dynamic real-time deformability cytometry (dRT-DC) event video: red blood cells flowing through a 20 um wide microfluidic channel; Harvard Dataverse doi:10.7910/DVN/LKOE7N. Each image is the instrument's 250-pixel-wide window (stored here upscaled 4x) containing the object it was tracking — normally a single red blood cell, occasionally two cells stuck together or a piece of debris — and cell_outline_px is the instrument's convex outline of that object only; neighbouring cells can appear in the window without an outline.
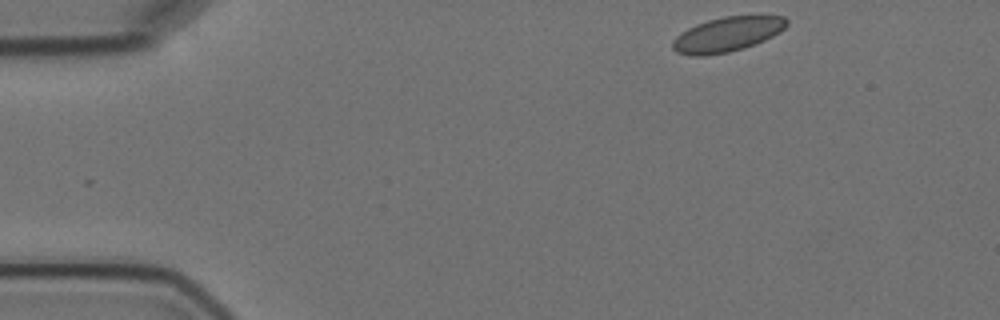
{"species": "Egyptian fruit bat (a non-hibernating species)", "species_latin": "Rousettus aegyptiacus", "temperature_condition": "cold", "stored_images_in_passage": 5, "camera_frame_rate_fps": 3000, "um_per_image_px": 0.085, "animal": {"sex": "female"}, "frame": {"image": 1, "passage_image": 1, "time_ms": 0.0, "image_size_px": [1000, 320], "cell_outline_px": [[788, 24], [780, 32], [764, 40], [744, 48], [728, 52], [704, 56], [692, 56], [676, 52], [672, 48], [672, 40], [680, 32], [696, 24], [708, 20], [724, 16], [760, 12], [784, 16], [788, 20]], "centroid_in_image_um": [61.87, 2.86], "position_along_channel_um": 23.1, "area_um2": 23.93}}
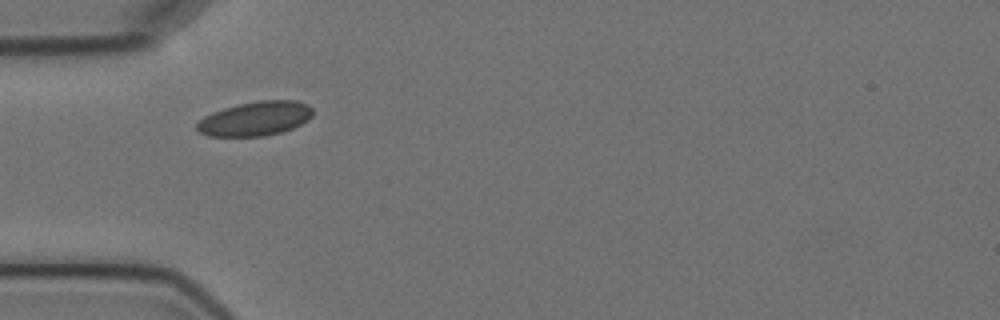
{"frame": {"image": 2, "passage_image": 4, "time_ms": 3.333, "image_size_px": [1000, 320], "cell_outline_px": [[312, 116], [308, 120], [292, 128], [280, 132], [260, 136], [208, 136], [200, 132], [196, 128], [196, 124], [204, 116], [212, 112], [224, 108], [256, 100], [296, 100], [308, 104], [312, 108]], "centroid_in_image_um": [21.7, 10.07], "position_along_channel_um": 63.3, "area_um2": 23.06}}
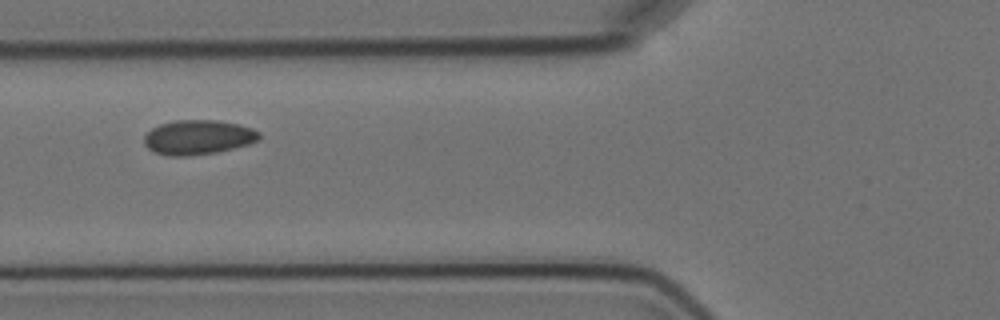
{"frame": {"image": 3, "passage_image": 5, "time_ms": 4.667, "image_size_px": [1000, 320], "cell_outline_px": [[260, 140], [248, 144], [216, 152], [188, 156], [168, 156], [152, 152], [144, 144], [144, 136], [152, 128], [160, 124], [176, 120], [216, 120], [240, 124], [252, 128], [260, 132]], "centroid_in_image_um": [16.83, 11.67], "position_along_channel_um": 109.0, "area_um2": 23.29}}